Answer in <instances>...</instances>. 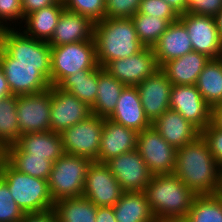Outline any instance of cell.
Returning a JSON list of instances; mask_svg holds the SVG:
<instances>
[{
  "label": "cell",
  "mask_w": 222,
  "mask_h": 222,
  "mask_svg": "<svg viewBox=\"0 0 222 222\" xmlns=\"http://www.w3.org/2000/svg\"><path fill=\"white\" fill-rule=\"evenodd\" d=\"M124 190L105 163L93 161L88 168L82 196L97 207H113Z\"/></svg>",
  "instance_id": "30bf717a"
},
{
  "label": "cell",
  "mask_w": 222,
  "mask_h": 222,
  "mask_svg": "<svg viewBox=\"0 0 222 222\" xmlns=\"http://www.w3.org/2000/svg\"><path fill=\"white\" fill-rule=\"evenodd\" d=\"M0 177L7 183L16 204L25 214L43 213L53 209L54 202L48 188V180L39 179L14 169L6 160Z\"/></svg>",
  "instance_id": "277c9868"
},
{
  "label": "cell",
  "mask_w": 222,
  "mask_h": 222,
  "mask_svg": "<svg viewBox=\"0 0 222 222\" xmlns=\"http://www.w3.org/2000/svg\"><path fill=\"white\" fill-rule=\"evenodd\" d=\"M6 161L17 171L30 176L48 180L53 162L45 157L30 156L16 143L6 147Z\"/></svg>",
  "instance_id": "f1b7e54d"
},
{
  "label": "cell",
  "mask_w": 222,
  "mask_h": 222,
  "mask_svg": "<svg viewBox=\"0 0 222 222\" xmlns=\"http://www.w3.org/2000/svg\"><path fill=\"white\" fill-rule=\"evenodd\" d=\"M151 126L174 148L179 149L194 141L201 132L177 111L168 109Z\"/></svg>",
  "instance_id": "7402d4cb"
},
{
  "label": "cell",
  "mask_w": 222,
  "mask_h": 222,
  "mask_svg": "<svg viewBox=\"0 0 222 222\" xmlns=\"http://www.w3.org/2000/svg\"><path fill=\"white\" fill-rule=\"evenodd\" d=\"M136 150L154 174H173L177 149L152 126L138 132Z\"/></svg>",
  "instance_id": "9c48e42d"
},
{
  "label": "cell",
  "mask_w": 222,
  "mask_h": 222,
  "mask_svg": "<svg viewBox=\"0 0 222 222\" xmlns=\"http://www.w3.org/2000/svg\"><path fill=\"white\" fill-rule=\"evenodd\" d=\"M169 107L179 112L200 132L211 122V107L203 99L196 85H172Z\"/></svg>",
  "instance_id": "5bb4252c"
},
{
  "label": "cell",
  "mask_w": 222,
  "mask_h": 222,
  "mask_svg": "<svg viewBox=\"0 0 222 222\" xmlns=\"http://www.w3.org/2000/svg\"><path fill=\"white\" fill-rule=\"evenodd\" d=\"M222 9V0H189L187 13L215 18Z\"/></svg>",
  "instance_id": "b9f144b4"
},
{
  "label": "cell",
  "mask_w": 222,
  "mask_h": 222,
  "mask_svg": "<svg viewBox=\"0 0 222 222\" xmlns=\"http://www.w3.org/2000/svg\"><path fill=\"white\" fill-rule=\"evenodd\" d=\"M124 87L123 83L99 66L98 92L91 107L92 115L108 118L113 113Z\"/></svg>",
  "instance_id": "83f0119b"
},
{
  "label": "cell",
  "mask_w": 222,
  "mask_h": 222,
  "mask_svg": "<svg viewBox=\"0 0 222 222\" xmlns=\"http://www.w3.org/2000/svg\"><path fill=\"white\" fill-rule=\"evenodd\" d=\"M171 87L172 83L161 69L137 85L145 116L151 123L170 109Z\"/></svg>",
  "instance_id": "ac0fdd59"
},
{
  "label": "cell",
  "mask_w": 222,
  "mask_h": 222,
  "mask_svg": "<svg viewBox=\"0 0 222 222\" xmlns=\"http://www.w3.org/2000/svg\"><path fill=\"white\" fill-rule=\"evenodd\" d=\"M132 20L140 42L145 47H151L159 41L171 22L178 19H162L152 15L136 13Z\"/></svg>",
  "instance_id": "e575fe53"
},
{
  "label": "cell",
  "mask_w": 222,
  "mask_h": 222,
  "mask_svg": "<svg viewBox=\"0 0 222 222\" xmlns=\"http://www.w3.org/2000/svg\"><path fill=\"white\" fill-rule=\"evenodd\" d=\"M5 160H6V148L2 144H0V171L2 164Z\"/></svg>",
  "instance_id": "f907efd6"
},
{
  "label": "cell",
  "mask_w": 222,
  "mask_h": 222,
  "mask_svg": "<svg viewBox=\"0 0 222 222\" xmlns=\"http://www.w3.org/2000/svg\"><path fill=\"white\" fill-rule=\"evenodd\" d=\"M21 135L17 118V96L0 99V144L6 148L15 144Z\"/></svg>",
  "instance_id": "d6a6232c"
},
{
  "label": "cell",
  "mask_w": 222,
  "mask_h": 222,
  "mask_svg": "<svg viewBox=\"0 0 222 222\" xmlns=\"http://www.w3.org/2000/svg\"><path fill=\"white\" fill-rule=\"evenodd\" d=\"M179 20L188 32L195 52L210 59L222 58V40L215 18L186 12L179 15Z\"/></svg>",
  "instance_id": "8fae6325"
},
{
  "label": "cell",
  "mask_w": 222,
  "mask_h": 222,
  "mask_svg": "<svg viewBox=\"0 0 222 222\" xmlns=\"http://www.w3.org/2000/svg\"><path fill=\"white\" fill-rule=\"evenodd\" d=\"M51 96L50 130L53 132L61 133L92 115L86 103L58 86H51Z\"/></svg>",
  "instance_id": "2e32d148"
},
{
  "label": "cell",
  "mask_w": 222,
  "mask_h": 222,
  "mask_svg": "<svg viewBox=\"0 0 222 222\" xmlns=\"http://www.w3.org/2000/svg\"><path fill=\"white\" fill-rule=\"evenodd\" d=\"M173 174L196 195L222 192V168L201 135L177 149Z\"/></svg>",
  "instance_id": "6da1fadb"
},
{
  "label": "cell",
  "mask_w": 222,
  "mask_h": 222,
  "mask_svg": "<svg viewBox=\"0 0 222 222\" xmlns=\"http://www.w3.org/2000/svg\"><path fill=\"white\" fill-rule=\"evenodd\" d=\"M98 77L99 66L93 70H82L68 75L58 87L75 95L91 108L98 92Z\"/></svg>",
  "instance_id": "f546056e"
},
{
  "label": "cell",
  "mask_w": 222,
  "mask_h": 222,
  "mask_svg": "<svg viewBox=\"0 0 222 222\" xmlns=\"http://www.w3.org/2000/svg\"><path fill=\"white\" fill-rule=\"evenodd\" d=\"M215 20H216L217 27H218V30H219L220 38H221V40H222V9H221L220 12L216 15Z\"/></svg>",
  "instance_id": "681fc988"
},
{
  "label": "cell",
  "mask_w": 222,
  "mask_h": 222,
  "mask_svg": "<svg viewBox=\"0 0 222 222\" xmlns=\"http://www.w3.org/2000/svg\"><path fill=\"white\" fill-rule=\"evenodd\" d=\"M92 162L86 157L64 153L53 163L48 179L53 202L82 196L86 174Z\"/></svg>",
  "instance_id": "8992f818"
},
{
  "label": "cell",
  "mask_w": 222,
  "mask_h": 222,
  "mask_svg": "<svg viewBox=\"0 0 222 222\" xmlns=\"http://www.w3.org/2000/svg\"><path fill=\"white\" fill-rule=\"evenodd\" d=\"M19 222H59L53 210L43 213L25 214Z\"/></svg>",
  "instance_id": "ee69618b"
},
{
  "label": "cell",
  "mask_w": 222,
  "mask_h": 222,
  "mask_svg": "<svg viewBox=\"0 0 222 222\" xmlns=\"http://www.w3.org/2000/svg\"><path fill=\"white\" fill-rule=\"evenodd\" d=\"M138 132L103 118L98 163H106L111 158L136 149Z\"/></svg>",
  "instance_id": "d6986e66"
},
{
  "label": "cell",
  "mask_w": 222,
  "mask_h": 222,
  "mask_svg": "<svg viewBox=\"0 0 222 222\" xmlns=\"http://www.w3.org/2000/svg\"><path fill=\"white\" fill-rule=\"evenodd\" d=\"M157 222H188L185 218H177V219H162L157 220Z\"/></svg>",
  "instance_id": "816d5d0a"
},
{
  "label": "cell",
  "mask_w": 222,
  "mask_h": 222,
  "mask_svg": "<svg viewBox=\"0 0 222 222\" xmlns=\"http://www.w3.org/2000/svg\"><path fill=\"white\" fill-rule=\"evenodd\" d=\"M209 61L206 55L192 51L164 63L160 69L172 85H196L199 74Z\"/></svg>",
  "instance_id": "cb8c5ba5"
},
{
  "label": "cell",
  "mask_w": 222,
  "mask_h": 222,
  "mask_svg": "<svg viewBox=\"0 0 222 222\" xmlns=\"http://www.w3.org/2000/svg\"><path fill=\"white\" fill-rule=\"evenodd\" d=\"M102 130L103 118L96 115L65 129L60 133L64 153L97 162Z\"/></svg>",
  "instance_id": "ba28073f"
},
{
  "label": "cell",
  "mask_w": 222,
  "mask_h": 222,
  "mask_svg": "<svg viewBox=\"0 0 222 222\" xmlns=\"http://www.w3.org/2000/svg\"><path fill=\"white\" fill-rule=\"evenodd\" d=\"M178 15L185 14L188 8V0H164Z\"/></svg>",
  "instance_id": "7dc6e473"
},
{
  "label": "cell",
  "mask_w": 222,
  "mask_h": 222,
  "mask_svg": "<svg viewBox=\"0 0 222 222\" xmlns=\"http://www.w3.org/2000/svg\"><path fill=\"white\" fill-rule=\"evenodd\" d=\"M153 50L159 67L172 59L194 51L188 32L179 19L170 23L159 41L153 46Z\"/></svg>",
  "instance_id": "603a6c76"
},
{
  "label": "cell",
  "mask_w": 222,
  "mask_h": 222,
  "mask_svg": "<svg viewBox=\"0 0 222 222\" xmlns=\"http://www.w3.org/2000/svg\"><path fill=\"white\" fill-rule=\"evenodd\" d=\"M52 210L59 222H95L97 206L80 196L57 200Z\"/></svg>",
  "instance_id": "4dcf8cb0"
},
{
  "label": "cell",
  "mask_w": 222,
  "mask_h": 222,
  "mask_svg": "<svg viewBox=\"0 0 222 222\" xmlns=\"http://www.w3.org/2000/svg\"><path fill=\"white\" fill-rule=\"evenodd\" d=\"M65 9L89 17L94 23L105 18V0H64Z\"/></svg>",
  "instance_id": "d590c367"
},
{
  "label": "cell",
  "mask_w": 222,
  "mask_h": 222,
  "mask_svg": "<svg viewBox=\"0 0 222 222\" xmlns=\"http://www.w3.org/2000/svg\"><path fill=\"white\" fill-rule=\"evenodd\" d=\"M108 119L137 132L151 126V122L145 116L137 86L124 87L116 107Z\"/></svg>",
  "instance_id": "ffe728a7"
},
{
  "label": "cell",
  "mask_w": 222,
  "mask_h": 222,
  "mask_svg": "<svg viewBox=\"0 0 222 222\" xmlns=\"http://www.w3.org/2000/svg\"><path fill=\"white\" fill-rule=\"evenodd\" d=\"M95 222H117L113 212V207H97Z\"/></svg>",
  "instance_id": "f6af8a7d"
},
{
  "label": "cell",
  "mask_w": 222,
  "mask_h": 222,
  "mask_svg": "<svg viewBox=\"0 0 222 222\" xmlns=\"http://www.w3.org/2000/svg\"><path fill=\"white\" fill-rule=\"evenodd\" d=\"M138 13L162 19H179V15L164 0H141Z\"/></svg>",
  "instance_id": "ab89813d"
},
{
  "label": "cell",
  "mask_w": 222,
  "mask_h": 222,
  "mask_svg": "<svg viewBox=\"0 0 222 222\" xmlns=\"http://www.w3.org/2000/svg\"><path fill=\"white\" fill-rule=\"evenodd\" d=\"M185 219L188 222H222V192L197 195Z\"/></svg>",
  "instance_id": "836d02e7"
},
{
  "label": "cell",
  "mask_w": 222,
  "mask_h": 222,
  "mask_svg": "<svg viewBox=\"0 0 222 222\" xmlns=\"http://www.w3.org/2000/svg\"><path fill=\"white\" fill-rule=\"evenodd\" d=\"M113 212L117 222H157L143 191L124 192Z\"/></svg>",
  "instance_id": "4316f807"
},
{
  "label": "cell",
  "mask_w": 222,
  "mask_h": 222,
  "mask_svg": "<svg viewBox=\"0 0 222 222\" xmlns=\"http://www.w3.org/2000/svg\"><path fill=\"white\" fill-rule=\"evenodd\" d=\"M24 18L37 10L56 4L59 0H21Z\"/></svg>",
  "instance_id": "7bdbcfd3"
},
{
  "label": "cell",
  "mask_w": 222,
  "mask_h": 222,
  "mask_svg": "<svg viewBox=\"0 0 222 222\" xmlns=\"http://www.w3.org/2000/svg\"><path fill=\"white\" fill-rule=\"evenodd\" d=\"M211 123L222 130V103L211 108Z\"/></svg>",
  "instance_id": "bcb514c9"
},
{
  "label": "cell",
  "mask_w": 222,
  "mask_h": 222,
  "mask_svg": "<svg viewBox=\"0 0 222 222\" xmlns=\"http://www.w3.org/2000/svg\"><path fill=\"white\" fill-rule=\"evenodd\" d=\"M10 95H12L11 91L7 84V80L2 70V67L0 66V99L8 97Z\"/></svg>",
  "instance_id": "c3c4849f"
},
{
  "label": "cell",
  "mask_w": 222,
  "mask_h": 222,
  "mask_svg": "<svg viewBox=\"0 0 222 222\" xmlns=\"http://www.w3.org/2000/svg\"><path fill=\"white\" fill-rule=\"evenodd\" d=\"M21 30L1 29L0 46L18 62L51 64V47L48 42L34 39Z\"/></svg>",
  "instance_id": "7c38bea8"
},
{
  "label": "cell",
  "mask_w": 222,
  "mask_h": 222,
  "mask_svg": "<svg viewBox=\"0 0 222 222\" xmlns=\"http://www.w3.org/2000/svg\"><path fill=\"white\" fill-rule=\"evenodd\" d=\"M24 215L12 197L7 183L0 177V222H19Z\"/></svg>",
  "instance_id": "8d00e7d4"
},
{
  "label": "cell",
  "mask_w": 222,
  "mask_h": 222,
  "mask_svg": "<svg viewBox=\"0 0 222 222\" xmlns=\"http://www.w3.org/2000/svg\"><path fill=\"white\" fill-rule=\"evenodd\" d=\"M0 66L12 95H31L48 90L51 64L18 62L0 46Z\"/></svg>",
  "instance_id": "5b68a950"
},
{
  "label": "cell",
  "mask_w": 222,
  "mask_h": 222,
  "mask_svg": "<svg viewBox=\"0 0 222 222\" xmlns=\"http://www.w3.org/2000/svg\"><path fill=\"white\" fill-rule=\"evenodd\" d=\"M18 20L21 23L22 21H24L22 1L0 0V30L6 28H12L11 21L13 24L14 22L16 23V21L18 22ZM7 24L10 25L8 26Z\"/></svg>",
  "instance_id": "f35d334b"
},
{
  "label": "cell",
  "mask_w": 222,
  "mask_h": 222,
  "mask_svg": "<svg viewBox=\"0 0 222 222\" xmlns=\"http://www.w3.org/2000/svg\"><path fill=\"white\" fill-rule=\"evenodd\" d=\"M94 22L86 16L63 10L53 36L48 44L50 47L93 39Z\"/></svg>",
  "instance_id": "44dd1931"
},
{
  "label": "cell",
  "mask_w": 222,
  "mask_h": 222,
  "mask_svg": "<svg viewBox=\"0 0 222 222\" xmlns=\"http://www.w3.org/2000/svg\"><path fill=\"white\" fill-rule=\"evenodd\" d=\"M98 66L94 39L51 47L52 86H58L68 75Z\"/></svg>",
  "instance_id": "52a82bcc"
},
{
  "label": "cell",
  "mask_w": 222,
  "mask_h": 222,
  "mask_svg": "<svg viewBox=\"0 0 222 222\" xmlns=\"http://www.w3.org/2000/svg\"><path fill=\"white\" fill-rule=\"evenodd\" d=\"M51 87L41 93L17 96L18 127L23 134L50 130Z\"/></svg>",
  "instance_id": "9a60e30c"
},
{
  "label": "cell",
  "mask_w": 222,
  "mask_h": 222,
  "mask_svg": "<svg viewBox=\"0 0 222 222\" xmlns=\"http://www.w3.org/2000/svg\"><path fill=\"white\" fill-rule=\"evenodd\" d=\"M196 87L211 108L222 103V58L210 59L199 74Z\"/></svg>",
  "instance_id": "1f68e13d"
},
{
  "label": "cell",
  "mask_w": 222,
  "mask_h": 222,
  "mask_svg": "<svg viewBox=\"0 0 222 222\" xmlns=\"http://www.w3.org/2000/svg\"><path fill=\"white\" fill-rule=\"evenodd\" d=\"M105 164L124 192L144 191L153 176L136 149L111 158Z\"/></svg>",
  "instance_id": "e0dca14e"
},
{
  "label": "cell",
  "mask_w": 222,
  "mask_h": 222,
  "mask_svg": "<svg viewBox=\"0 0 222 222\" xmlns=\"http://www.w3.org/2000/svg\"><path fill=\"white\" fill-rule=\"evenodd\" d=\"M16 144L30 156L45 157L53 163L64 154L60 133L51 130L23 134Z\"/></svg>",
  "instance_id": "d4e9b609"
},
{
  "label": "cell",
  "mask_w": 222,
  "mask_h": 222,
  "mask_svg": "<svg viewBox=\"0 0 222 222\" xmlns=\"http://www.w3.org/2000/svg\"><path fill=\"white\" fill-rule=\"evenodd\" d=\"M93 39L99 66L125 59L145 46L140 42L132 18H108L94 23Z\"/></svg>",
  "instance_id": "7a4b0ae2"
},
{
  "label": "cell",
  "mask_w": 222,
  "mask_h": 222,
  "mask_svg": "<svg viewBox=\"0 0 222 222\" xmlns=\"http://www.w3.org/2000/svg\"><path fill=\"white\" fill-rule=\"evenodd\" d=\"M201 136L208 143L212 156L216 160L217 164L222 168V130L210 122L209 125L201 132Z\"/></svg>",
  "instance_id": "60d3db41"
},
{
  "label": "cell",
  "mask_w": 222,
  "mask_h": 222,
  "mask_svg": "<svg viewBox=\"0 0 222 222\" xmlns=\"http://www.w3.org/2000/svg\"><path fill=\"white\" fill-rule=\"evenodd\" d=\"M65 6L63 1L28 14L24 18L23 32L40 41L49 42Z\"/></svg>",
  "instance_id": "484cf974"
},
{
  "label": "cell",
  "mask_w": 222,
  "mask_h": 222,
  "mask_svg": "<svg viewBox=\"0 0 222 222\" xmlns=\"http://www.w3.org/2000/svg\"><path fill=\"white\" fill-rule=\"evenodd\" d=\"M143 192L156 220L186 218L197 196L175 174H154Z\"/></svg>",
  "instance_id": "3957f363"
},
{
  "label": "cell",
  "mask_w": 222,
  "mask_h": 222,
  "mask_svg": "<svg viewBox=\"0 0 222 222\" xmlns=\"http://www.w3.org/2000/svg\"><path fill=\"white\" fill-rule=\"evenodd\" d=\"M141 0H105V17L132 18L139 10Z\"/></svg>",
  "instance_id": "74e56055"
},
{
  "label": "cell",
  "mask_w": 222,
  "mask_h": 222,
  "mask_svg": "<svg viewBox=\"0 0 222 222\" xmlns=\"http://www.w3.org/2000/svg\"><path fill=\"white\" fill-rule=\"evenodd\" d=\"M103 68L125 86H137L160 69L151 47H144L125 59L108 62Z\"/></svg>",
  "instance_id": "4fadbf2b"
}]
</instances>
